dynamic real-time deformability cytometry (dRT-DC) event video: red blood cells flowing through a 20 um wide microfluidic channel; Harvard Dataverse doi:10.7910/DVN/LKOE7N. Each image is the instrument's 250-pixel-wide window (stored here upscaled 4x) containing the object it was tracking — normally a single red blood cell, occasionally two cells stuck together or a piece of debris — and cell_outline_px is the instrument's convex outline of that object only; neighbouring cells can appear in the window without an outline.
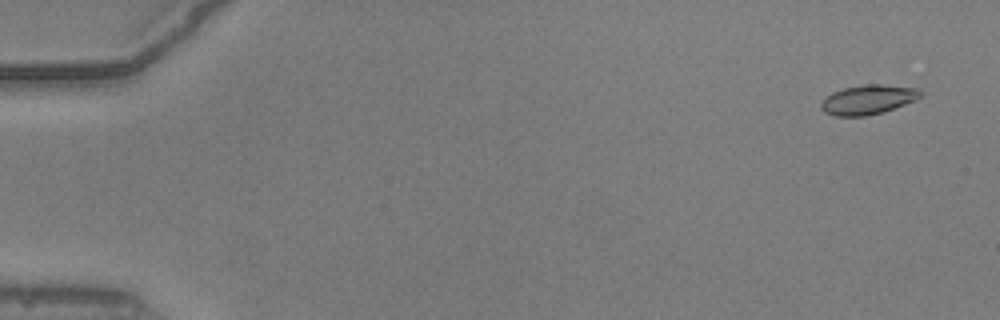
{"species": "common noctule bat (a hibernating species)", "species_latin": "Nyctalus noctula", "temperature_condition": "warm", "stored_images_in_passage": 18, "camera_frame_rate_fps": 3000, "um_per_image_px": 0.085, "animal": {"sex": "male", "body_mass_g": 20.5, "forearm_length_mm": 52.5}, "frame": {"image": 1, "passage_image": 3, "time_ms": 0.667, "image_size_px": [1000, 320], "cell_outline_px": [[924, 96], [916, 100], [884, 112], [864, 116], [836, 116], [824, 112], [820, 108], [820, 104], [832, 92], [844, 88], [868, 84], [880, 84], [920, 88], [924, 92]], "centroid_in_image_um": [73.85, 8.46], "position_along_channel_um": 11.1, "area_um2": 17.22}}
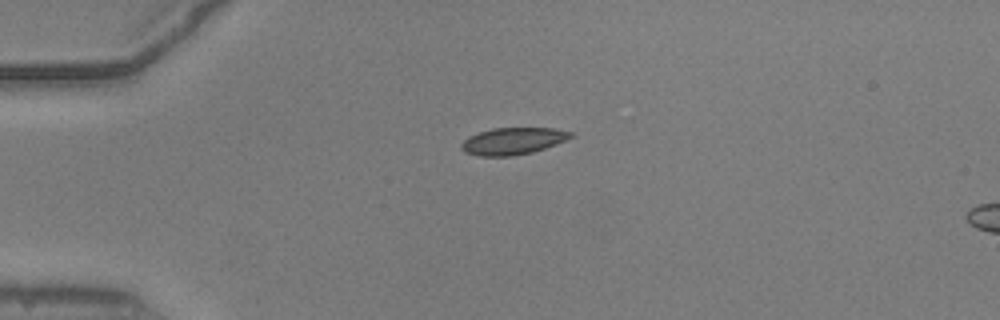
{"frame": {"image": 2, "passage_image": 14, "time_ms": 4.333, "image_size_px": [1000, 320], "cell_outline_px": [[572, 136], [556, 144], [532, 152], [512, 156], [480, 156], [464, 152], [460, 148], [460, 144], [468, 136], [492, 128], [552, 128], [572, 132]], "centroid_in_image_um": [43.54, 11.99], "position_along_channel_um": 41.5, "area_um2": 17.05}}